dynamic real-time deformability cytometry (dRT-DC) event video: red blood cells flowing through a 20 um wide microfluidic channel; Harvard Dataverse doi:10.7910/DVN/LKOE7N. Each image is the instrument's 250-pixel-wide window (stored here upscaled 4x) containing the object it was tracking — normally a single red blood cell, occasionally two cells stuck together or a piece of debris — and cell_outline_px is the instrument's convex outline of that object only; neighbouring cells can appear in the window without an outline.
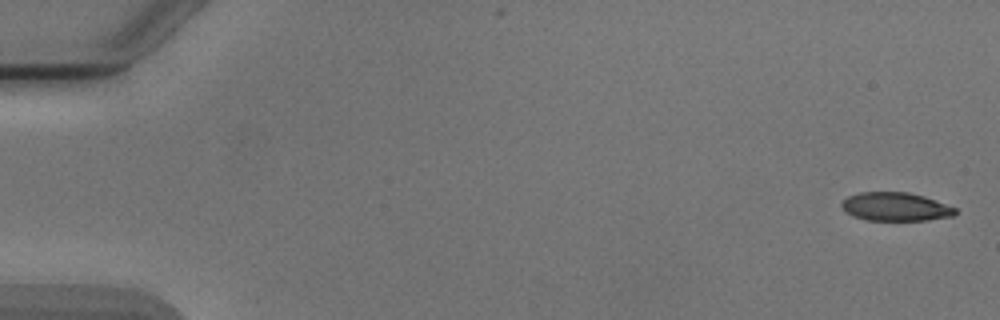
{"species": "Egyptian fruit bat (a non-hibernating species)", "species_latin": "Rousettus aegyptiacus", "temperature_condition": "cold", "stored_images_in_passage": 6, "camera_frame_rate_fps": 3000, "um_per_image_px": 0.085, "animal": {"sex": "male"}, "frame": {"image": 1, "passage_image": 1, "time_ms": 0.0, "image_size_px": [1000, 320], "cell_outline_px": [[956, 212], [952, 216], [928, 220], [868, 220], [852, 216], [844, 212], [840, 204], [840, 200], [848, 196], [860, 192], [908, 192], [924, 196], [956, 208]], "centroid_in_image_um": [76.05, 17.57], "position_along_channel_um": 8.9, "area_um2": 18.96}}
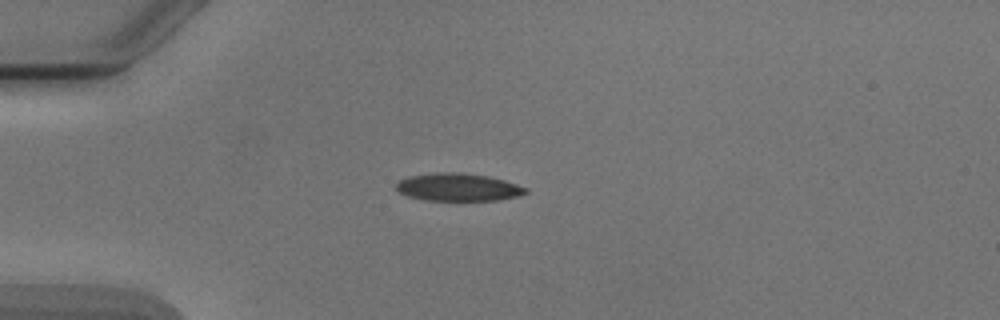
{"frame": {"image": 2, "passage_image": 4, "time_ms": 4.333, "image_size_px": [1000, 320], "cell_outline_px": [[528, 192], [520, 196], [500, 200], [424, 200], [408, 196], [396, 192], [396, 184], [400, 180], [408, 176], [436, 172], [460, 172], [488, 176], [504, 180], [528, 188]], "centroid_in_image_um": [38.94, 15.91], "position_along_channel_um": 46.1, "area_um2": 21.1}}
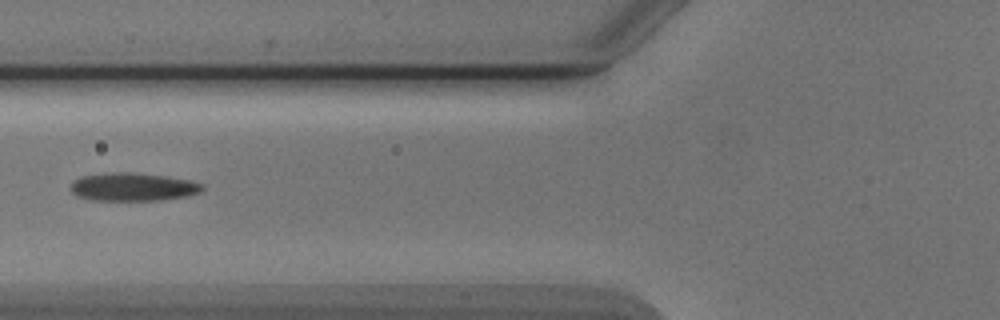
{"frame": {"image": 3, "passage_image": 6, "time_ms": 6.667, "image_size_px": [1000, 320], "cell_outline_px": [[204, 188], [200, 192], [188, 196], [160, 200], [92, 200], [76, 196], [72, 192], [72, 180], [80, 176], [112, 172], [128, 172], [164, 176], [188, 180], [204, 184]], "centroid_in_image_um": [11.29, 15.89], "position_along_channel_um": 114.5, "area_um2": 21.56}}